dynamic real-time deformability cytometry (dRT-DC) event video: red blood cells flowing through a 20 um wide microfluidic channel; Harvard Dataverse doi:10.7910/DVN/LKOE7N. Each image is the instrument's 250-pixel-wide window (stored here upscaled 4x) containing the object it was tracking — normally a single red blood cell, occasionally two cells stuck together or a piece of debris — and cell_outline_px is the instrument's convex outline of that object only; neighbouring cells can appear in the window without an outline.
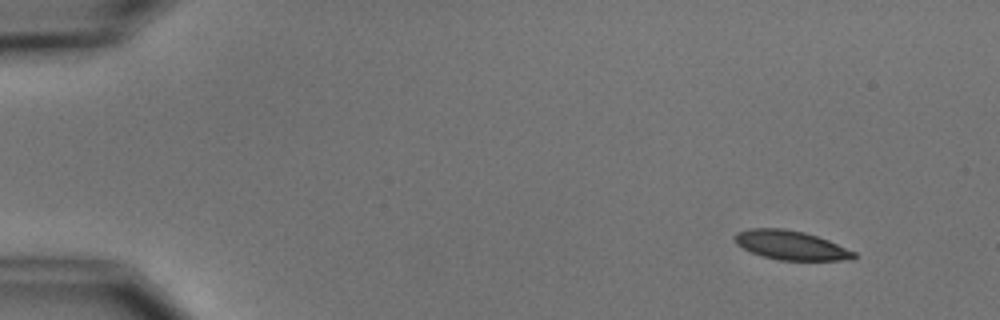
{"species": "common noctule bat (a hibernating species)", "species_latin": "Nyctalus noctula", "temperature_condition": "cold", "stored_images_in_passage": 4, "camera_frame_rate_fps": 3000, "um_per_image_px": 0.085, "animal": {"sex": "male", "body_mass_g": 15.6}, "frame": {"image": 1, "passage_image": 1, "time_ms": 0.0, "image_size_px": [1000, 320], "cell_outline_px": [[856, 256], [852, 260], [780, 260], [764, 256], [752, 252], [736, 244], [732, 236], [736, 232], [748, 228], [784, 228], [804, 232], [828, 240], [856, 252]], "centroid_in_image_um": [67.2, 20.83], "position_along_channel_um": 17.8, "area_um2": 20.23}}